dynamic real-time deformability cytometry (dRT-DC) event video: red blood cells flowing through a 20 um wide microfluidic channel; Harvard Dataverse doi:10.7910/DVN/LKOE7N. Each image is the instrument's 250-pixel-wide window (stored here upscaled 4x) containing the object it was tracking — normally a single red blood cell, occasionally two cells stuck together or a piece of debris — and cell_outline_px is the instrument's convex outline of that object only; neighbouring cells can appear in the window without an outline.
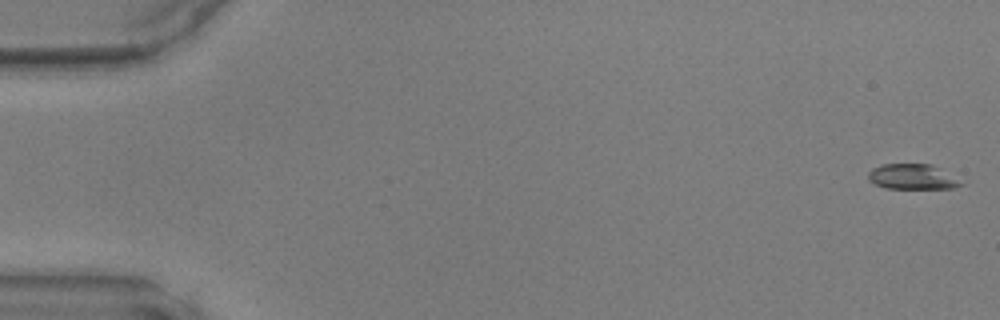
{"species": "common noctule bat (a hibernating species)", "species_latin": "Nyctalus noctula", "temperature_condition": "warm", "stored_images_in_passage": 46, "camera_frame_rate_fps": 3000, "um_per_image_px": 0.085, "animal": {"sex": "male", "body_mass_g": 17.9, "forearm_length_mm": 54.2}, "frame": {"image": 1, "passage_image": 1, "time_ms": 0.0, "image_size_px": [1000, 320], "cell_outline_px": [[964, 184], [956, 188], [888, 188], [876, 184], [868, 180], [868, 172], [872, 168], [880, 164], [932, 164], [940, 168]], "centroid_in_image_um": [77.52, 15.01], "position_along_channel_um": 7.5, "area_um2": 13.53}}
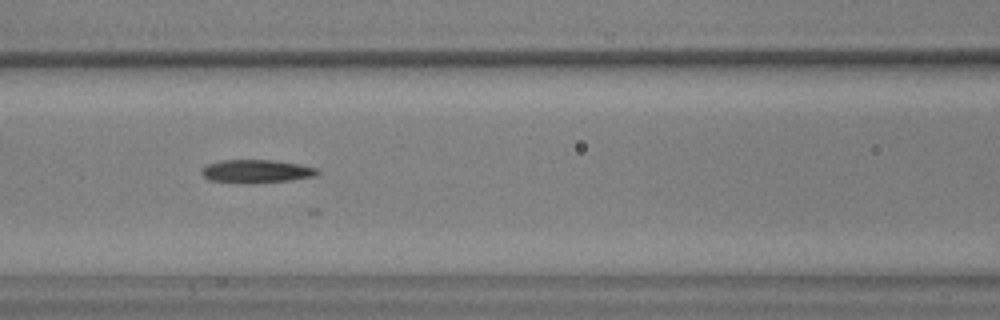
{"frame": {"image": 2, "passage_image": 21, "time_ms": 6.667, "image_size_px": [1000, 320], "cell_outline_px": [[320, 172], [316, 176], [288, 180], [252, 184], [240, 184], [208, 180], [200, 172], [208, 164], [224, 160], [272, 160], [300, 164], [316, 168]], "centroid_in_image_um": [21.78, 14.58], "position_along_channel_um": 144.8, "area_um2": 15.78}}
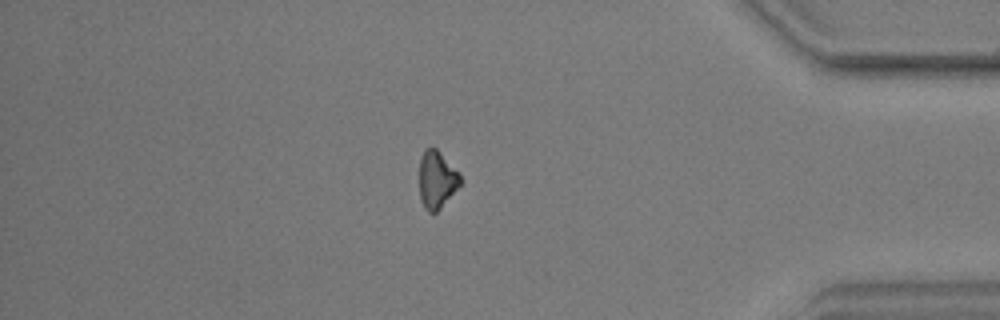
{"frame": {"image": 3, "passage_image": 41, "time_ms": 13.333, "image_size_px": [1000, 320], "cell_outline_px": [[464, 180], [440, 208], [436, 212], [428, 212], [424, 208], [420, 200], [420, 156], [428, 148], [436, 148], [460, 172]], "centroid_in_image_um": [37.15, 15.27], "position_along_channel_um": 398.0, "area_um2": 13.76}}